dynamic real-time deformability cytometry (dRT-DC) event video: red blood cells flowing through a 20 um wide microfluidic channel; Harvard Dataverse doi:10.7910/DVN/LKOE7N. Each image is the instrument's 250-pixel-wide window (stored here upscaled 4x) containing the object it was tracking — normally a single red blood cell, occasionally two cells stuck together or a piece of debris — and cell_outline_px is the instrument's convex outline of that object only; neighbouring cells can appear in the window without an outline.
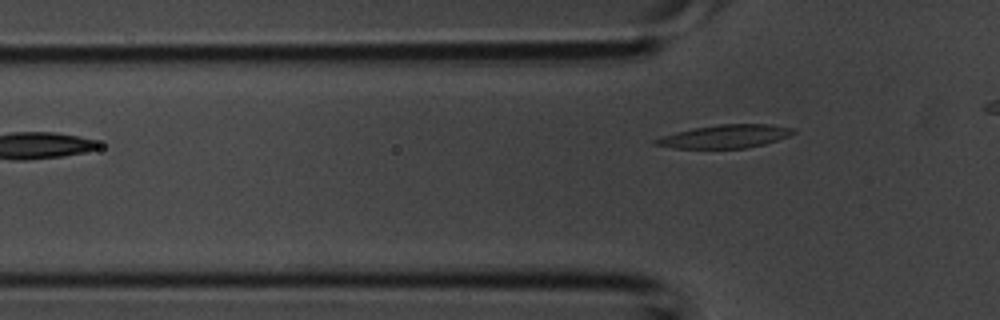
{"species": "common noctule bat (a hibernating species)", "species_latin": "Nyctalus noctula", "temperature_condition": "room temperature", "stored_images_in_passage": 7, "camera_frame_rate_fps": 3000, "um_per_image_px": 0.085, "animal": {"sex": "male", "body_mass_g": 20.1, "forearm_length_mm": 53.5}, "frame": {"image": 1, "passage_image": 7, "time_ms": 2.0, "image_size_px": [1000, 320], "cell_outline_px": [[796, 132], [788, 136], [764, 144], [748, 148], [676, 148], [652, 144], [652, 140], [660, 136], [692, 128], [720, 124], [768, 124], [796, 128]], "centroid_in_image_um": [61.62, 11.59], "position_along_channel_um": 64.2, "area_um2": 18.73}}